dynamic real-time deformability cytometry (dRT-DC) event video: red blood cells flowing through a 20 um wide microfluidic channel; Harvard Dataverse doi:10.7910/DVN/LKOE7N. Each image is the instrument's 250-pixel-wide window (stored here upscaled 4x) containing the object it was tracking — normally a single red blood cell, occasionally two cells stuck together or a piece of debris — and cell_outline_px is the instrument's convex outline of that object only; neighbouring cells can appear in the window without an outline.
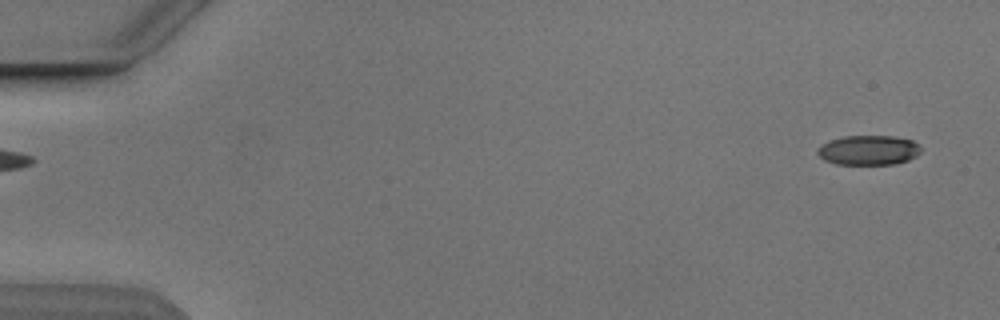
{"species": "Egyptian fruit bat (a non-hibernating species)", "species_latin": "Rousettus aegyptiacus", "temperature_condition": "cold", "stored_images_in_passage": 5, "segment_of_instrument_passage": [2, 2], "camera_frame_rate_fps": 3000, "um_per_image_px": 0.085, "animal": {"sex": "male"}, "frame": {"image": 1, "passage_image": 5, "time_ms": 4.667, "image_size_px": [1000, 320], "cell_outline_px": [[920, 152], [916, 156], [908, 160], [896, 164], [836, 164], [824, 160], [816, 152], [820, 144], [828, 140], [844, 136], [892, 136], [912, 140], [920, 148]], "centroid_in_image_um": [73.78, 12.76], "position_along_channel_um": 11.2, "area_um2": 17.92}}